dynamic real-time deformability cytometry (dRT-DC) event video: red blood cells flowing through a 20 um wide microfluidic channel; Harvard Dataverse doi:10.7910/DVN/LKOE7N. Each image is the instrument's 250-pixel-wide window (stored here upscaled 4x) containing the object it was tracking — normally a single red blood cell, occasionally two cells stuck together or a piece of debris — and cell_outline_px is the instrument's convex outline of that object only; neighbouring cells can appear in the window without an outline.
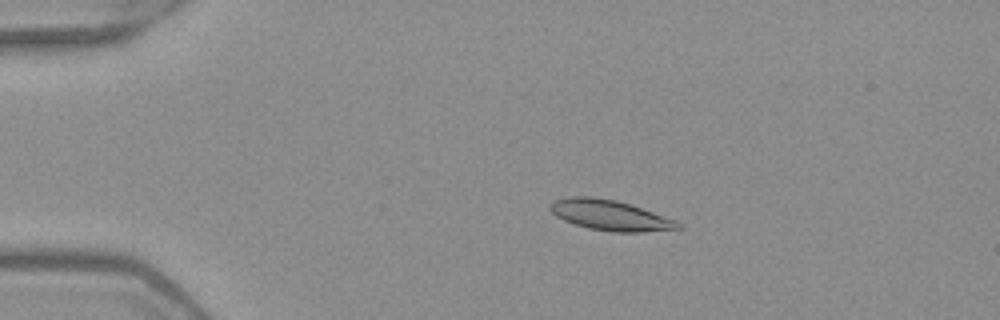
{"species": "Egyptian fruit bat (a non-hibernating species)", "species_latin": "Rousettus aegyptiacus", "temperature_condition": "warm", "stored_images_in_passage": 44, "camera_frame_rate_fps": 3000, "um_per_image_px": 0.085, "frame": {"image": 1, "passage_image": 3, "time_ms": 0.667, "image_size_px": [1000, 320], "cell_outline_px": [[684, 228], [644, 232], [612, 232], [588, 228], [564, 220], [556, 216], [548, 208], [548, 204], [552, 200], [572, 196], [592, 196], [616, 200], [676, 220], [684, 224]], "centroid_in_image_um": [51.85, 18.29], "position_along_channel_um": 33.2, "area_um2": 22.72}}
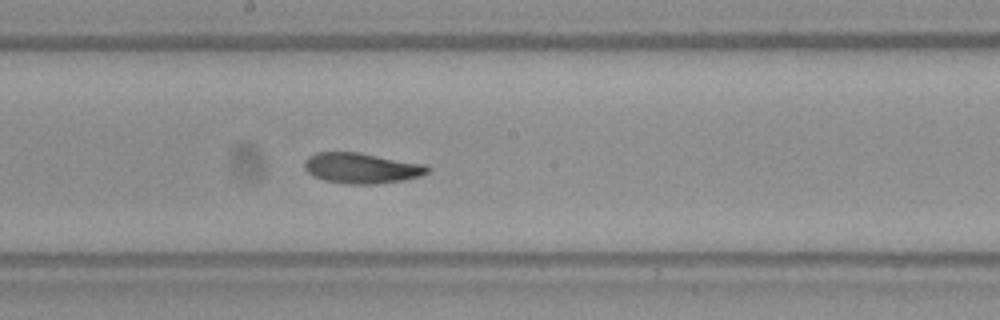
{"frame": {"image": 2, "passage_image": 21, "time_ms": 6.667, "image_size_px": [1000, 320], "cell_outline_px": [[432, 168], [428, 172], [420, 176], [404, 180], [376, 184], [348, 184], [324, 180], [312, 176], [304, 168], [304, 160], [308, 156], [316, 152], [360, 152], [428, 164]], "centroid_in_image_um": [30.76, 14.28], "position_along_channel_um": 217.4, "area_um2": 22.31}}
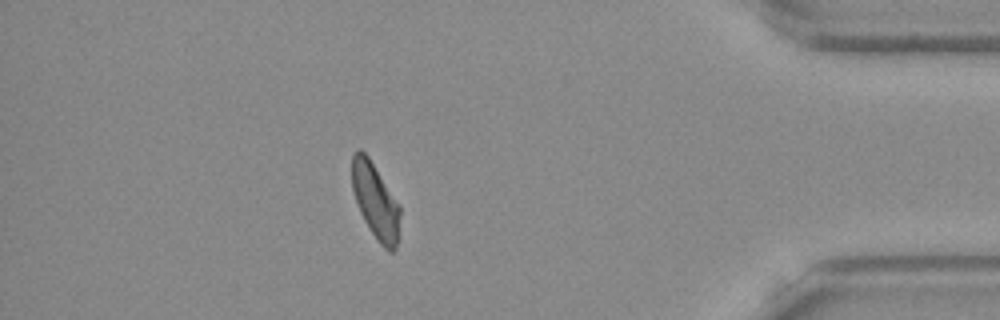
{"frame": {"image": 3, "passage_image": 38, "time_ms": 12.333, "image_size_px": [1000, 320], "cell_outline_px": [[400, 236], [396, 248], [392, 252], [388, 252], [376, 240], [364, 220], [360, 212], [352, 188], [352, 156], [356, 148], [360, 148], [368, 156], [400, 208]], "centroid_in_image_um": [31.92, 17.15], "position_along_channel_um": 403.3, "area_um2": 21.04}, "authors_computed_cell_mechanics": {"area_um2": 21.7906, "velocity_mm_per_s": 3.9763, "shape_relaxation_time_tau1_ms": 9.7429, "shape_relaxation_time_tau2_ms": 5.2592, "deformation_change_tau1": 0.2093, "deformation_change_tau2": 0.1147}}